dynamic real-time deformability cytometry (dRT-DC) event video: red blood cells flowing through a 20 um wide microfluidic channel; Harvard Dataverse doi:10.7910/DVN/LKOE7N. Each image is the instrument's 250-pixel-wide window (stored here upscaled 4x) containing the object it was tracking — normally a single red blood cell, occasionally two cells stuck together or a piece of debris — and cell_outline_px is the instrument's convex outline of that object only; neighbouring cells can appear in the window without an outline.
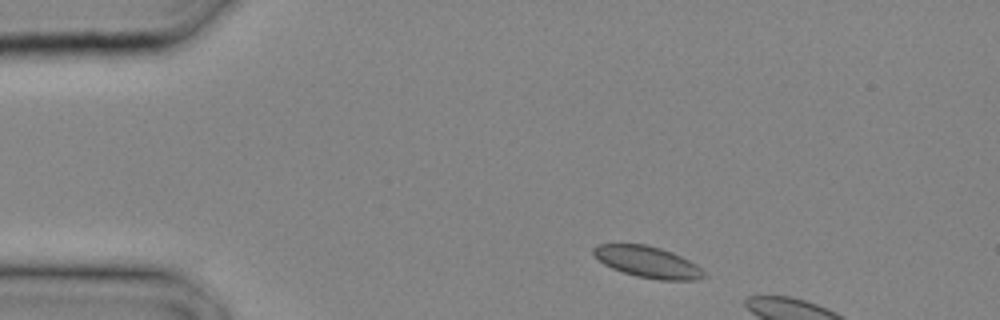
{"species": "common noctule bat (a hibernating species)", "species_latin": "Nyctalus noctula", "temperature_condition": "cold", "stored_images_in_passage": 4, "camera_frame_rate_fps": 3000, "um_per_image_px": 0.085, "animal": {"sex": "male", "body_mass_g": 20.4}, "frame": {"image": 1, "passage_image": 1, "time_ms": 0.0, "image_size_px": [1000, 320], "cell_outline_px": [[708, 276], [696, 280], [660, 280], [636, 276], [612, 268], [604, 264], [592, 252], [592, 248], [596, 244], [644, 244], [660, 248], [672, 252], [696, 264]], "centroid_in_image_um": [55.06, 22.27], "position_along_channel_um": 29.9, "area_um2": 20.06}}